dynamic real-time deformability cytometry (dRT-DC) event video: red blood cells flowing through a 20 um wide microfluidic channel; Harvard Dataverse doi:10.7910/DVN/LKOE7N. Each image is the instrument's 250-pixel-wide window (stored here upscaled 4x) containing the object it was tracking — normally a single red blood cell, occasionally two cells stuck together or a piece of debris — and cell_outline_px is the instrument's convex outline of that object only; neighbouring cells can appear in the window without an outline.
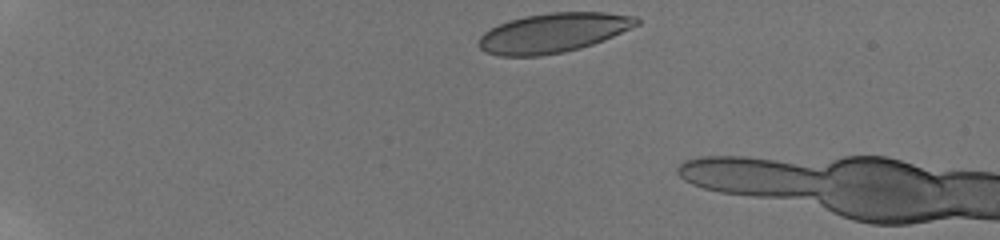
{"species": "human", "species_latin": "Homo sapiens", "temperature_condition": "room temperature", "stored_images_in_passage": 10, "camera_frame_rate_fps": 3000, "um_per_image_px": 0.085, "donor": {"sex": "male"}, "frame": {"image": 1, "passage_image": 1, "time_ms": 0.0, "image_size_px": [1000, 240], "cell_outline_px": [[640, 24], [604, 40], [580, 48], [564, 52], [540, 56], [500, 56], [484, 52], [476, 44], [480, 36], [484, 32], [508, 20], [524, 16], [552, 12], [608, 12], [636, 16], [640, 20]], "centroid_in_image_um": [47.02, 2.79], "position_along_channel_um": 38.0, "area_um2": 36.53}}